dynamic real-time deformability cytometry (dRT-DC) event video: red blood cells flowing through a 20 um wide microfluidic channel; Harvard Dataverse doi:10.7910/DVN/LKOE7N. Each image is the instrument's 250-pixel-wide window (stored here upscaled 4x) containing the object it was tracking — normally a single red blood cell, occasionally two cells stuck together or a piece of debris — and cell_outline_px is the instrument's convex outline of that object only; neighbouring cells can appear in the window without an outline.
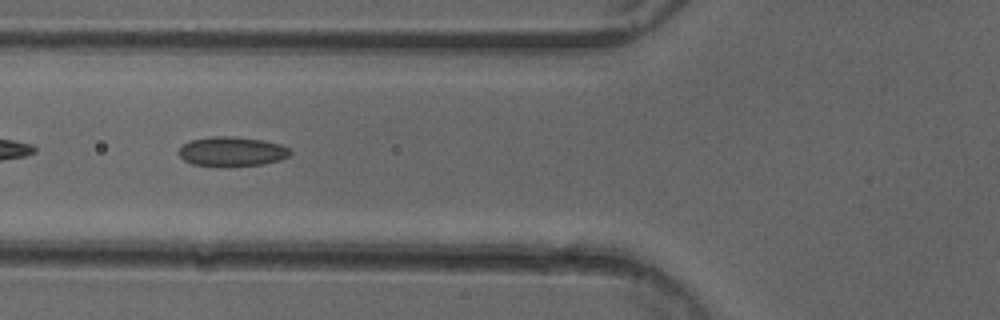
{"species": "common noctule bat (a hibernating species)", "species_latin": "Nyctalus noctula", "temperature_condition": "cold", "stored_images_in_passage": 51, "camera_frame_rate_fps": 3000, "um_per_image_px": 0.085, "animal": {"sex": "female"}, "frame": {"image": 1, "passage_image": 19, "time_ms": 6.0, "image_size_px": [1000, 320], "cell_outline_px": [[292, 152], [288, 156], [280, 160], [260, 164], [224, 168], [192, 164], [184, 160], [180, 156], [180, 148], [184, 144], [192, 140], [212, 136], [232, 136], [260, 140], [280, 144], [288, 148]], "centroid_in_image_um": [19.7, 12.9], "position_along_channel_um": 106.1, "area_um2": 19.25}}
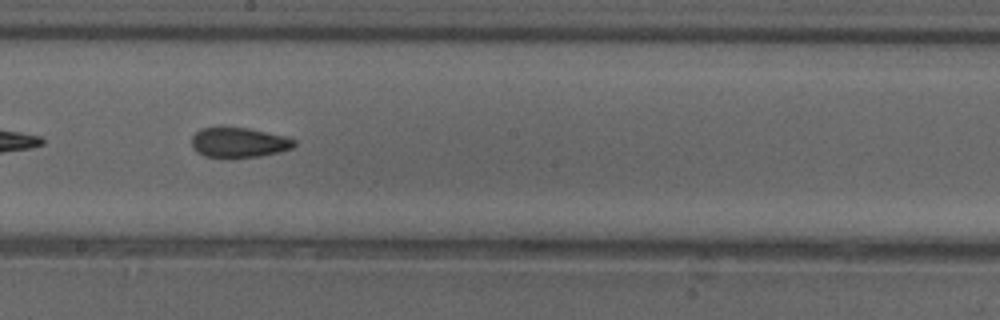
{"frame": {"image": 2, "passage_image": 28, "time_ms": 9.0, "image_size_px": [1000, 320], "cell_outline_px": [[296, 144], [292, 148], [280, 152], [260, 156], [228, 160], [204, 156], [196, 152], [192, 148], [192, 136], [200, 128], [248, 128], [288, 136], [296, 140]], "centroid_in_image_um": [20.31, 12.15], "position_along_channel_um": 227.9, "area_um2": 18.5}}
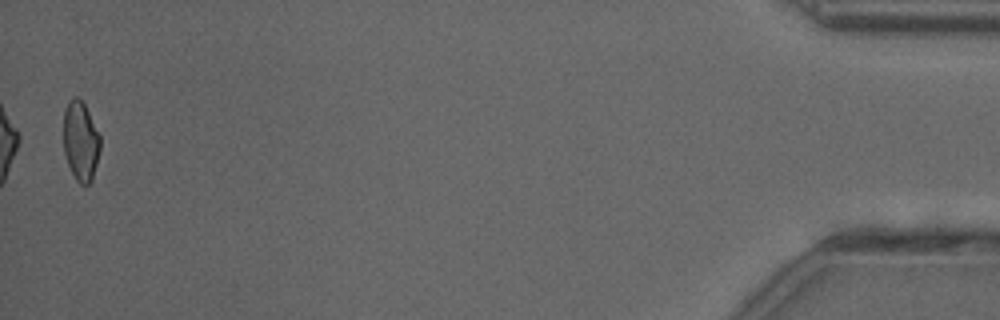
{"frame": {"image": 3, "passage_image": 50, "time_ms": 16.333, "image_size_px": [1000, 320], "cell_outline_px": [[100, 148], [92, 180], [88, 184], [80, 184], [76, 180], [68, 164], [64, 152], [64, 108], [68, 100], [72, 96], [76, 96], [84, 104], [100, 136]], "centroid_in_image_um": [6.84, 11.97], "position_along_channel_um": 428.4, "area_um2": 16.88}, "authors_computed_cell_mechanics": {"area_um2": 18.496, "velocity_mm_per_s": 4.0418, "shape_relaxation_time_tau1_ms": null, "shape_relaxation_time_tau2_ms": 2.7677, "deformation_change_tau1": null, "deformation_change_tau2": 0.0944}}